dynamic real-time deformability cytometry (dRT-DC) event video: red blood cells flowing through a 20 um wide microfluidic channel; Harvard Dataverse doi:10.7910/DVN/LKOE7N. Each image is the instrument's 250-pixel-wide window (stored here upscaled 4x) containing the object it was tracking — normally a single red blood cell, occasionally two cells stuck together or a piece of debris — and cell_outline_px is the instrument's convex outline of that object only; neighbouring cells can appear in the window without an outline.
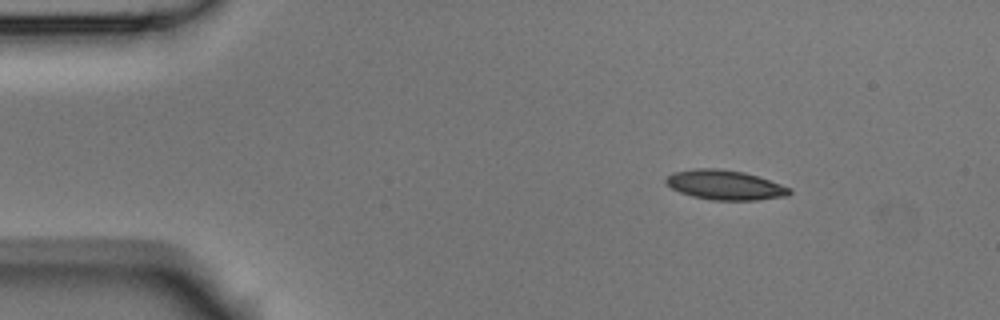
{"species": "Egyptian fruit bat (a non-hibernating species)", "species_latin": "Rousettus aegyptiacus", "temperature_condition": "room temperature", "stored_images_in_passage": 4, "camera_frame_rate_fps": 3000, "um_per_image_px": 0.085, "animal": {"sex": "male"}, "frame": {"image": 1, "passage_image": 2, "time_ms": 0.333, "image_size_px": [1000, 320], "cell_outline_px": [[792, 192], [788, 196], [756, 200], [712, 200], [692, 196], [680, 192], [672, 188], [664, 180], [672, 172], [692, 168], [720, 168], [744, 172], [792, 188]], "centroid_in_image_um": [61.62, 15.72], "position_along_channel_um": 23.4, "area_um2": 21.39}}
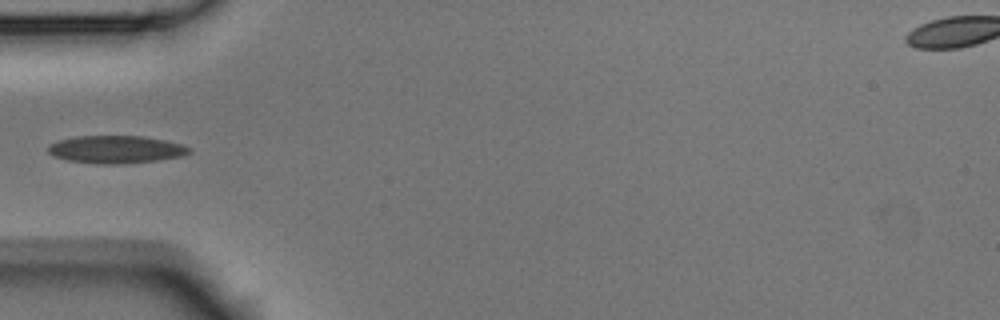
{"frame": {"image": 2, "passage_image": 4, "time_ms": 1.0, "image_size_px": [1000, 320], "cell_outline_px": [[192, 152], [184, 156], [156, 160], [124, 164], [96, 164], [68, 160], [52, 156], [48, 152], [48, 144], [60, 140], [76, 136], [140, 136], [164, 140], [184, 144], [192, 148]], "centroid_in_image_um": [9.88, 12.71], "position_along_channel_um": 75.1, "area_um2": 22.95}}